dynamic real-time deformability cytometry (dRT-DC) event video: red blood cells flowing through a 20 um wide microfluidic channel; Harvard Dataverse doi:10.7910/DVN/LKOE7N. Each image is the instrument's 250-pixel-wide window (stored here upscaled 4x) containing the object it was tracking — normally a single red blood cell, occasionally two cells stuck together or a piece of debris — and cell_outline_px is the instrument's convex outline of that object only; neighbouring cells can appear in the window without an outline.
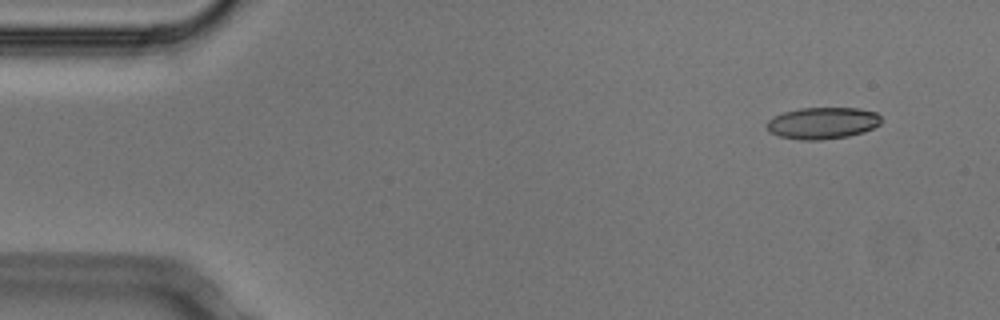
{"species": "Egyptian fruit bat (a non-hibernating species)", "species_latin": "Rousettus aegyptiacus", "temperature_condition": "cold", "stored_images_in_passage": 4, "camera_frame_rate_fps": 3000, "um_per_image_px": 0.085, "animal": {"sex": "male"}, "frame": {"image": 1, "passage_image": 1, "time_ms": 0.0, "image_size_px": [1000, 320], "cell_outline_px": [[884, 120], [880, 124], [864, 132], [848, 136], [820, 140], [800, 140], [780, 136], [768, 132], [768, 120], [772, 116], [784, 112], [800, 108], [860, 108], [876, 112]], "centroid_in_image_um": [69.94, 10.46], "position_along_channel_um": 15.1, "area_um2": 21.27}}
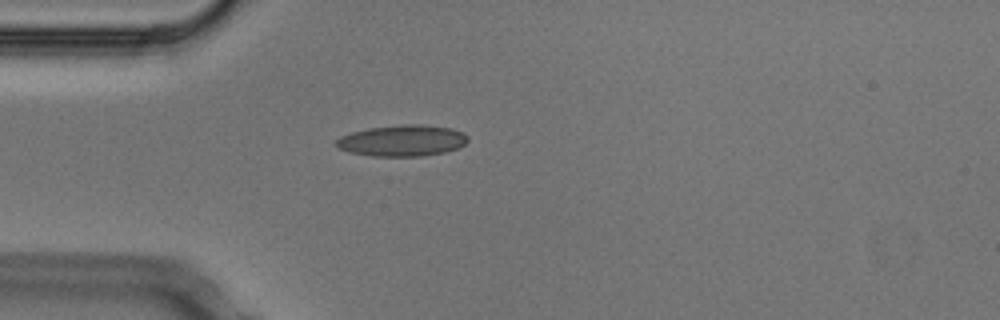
{"frame": {"image": 2, "passage_image": 4, "time_ms": 1.0, "image_size_px": [1000, 320], "cell_outline_px": [[468, 140], [460, 148], [444, 152], [424, 156], [372, 156], [348, 152], [332, 144], [340, 136], [352, 132], [368, 128], [404, 124], [420, 124], [452, 128], [464, 132], [468, 136]], "centroid_in_image_um": [34.2, 11.95], "position_along_channel_um": 50.8, "area_um2": 24.22}}